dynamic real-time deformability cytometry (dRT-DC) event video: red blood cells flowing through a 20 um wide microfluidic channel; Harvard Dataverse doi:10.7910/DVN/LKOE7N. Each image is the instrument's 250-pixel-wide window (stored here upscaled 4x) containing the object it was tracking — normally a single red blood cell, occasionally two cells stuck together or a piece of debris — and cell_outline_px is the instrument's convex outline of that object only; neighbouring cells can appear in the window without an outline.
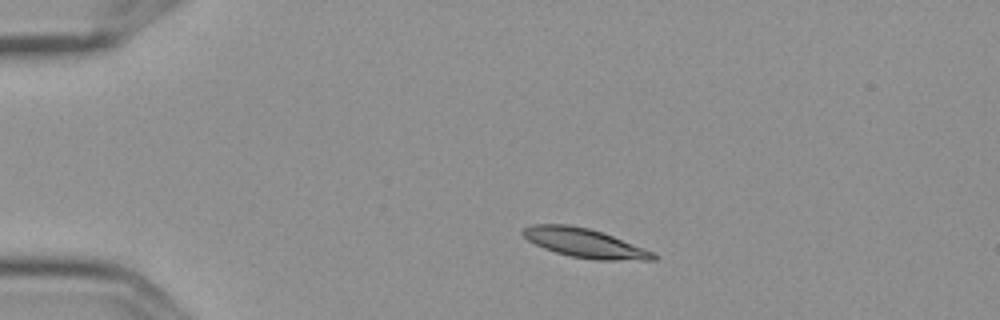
{"species": "Egyptian fruit bat (a non-hibernating species)", "species_latin": "Rousettus aegyptiacus", "temperature_condition": "cold", "stored_images_in_passage": 7, "camera_frame_rate_fps": 3000, "um_per_image_px": 0.085, "frame": {"image": 1, "passage_image": 2, "time_ms": 0.333, "image_size_px": [1000, 320], "cell_outline_px": [[660, 256], [656, 260], [596, 260], [572, 256], [556, 252], [544, 248], [528, 240], [520, 232], [524, 228], [532, 224], [568, 224], [588, 228], [612, 236], [644, 248]], "centroid_in_image_um": [49.7, 20.66], "position_along_channel_um": 35.3, "area_um2": 21.85}}
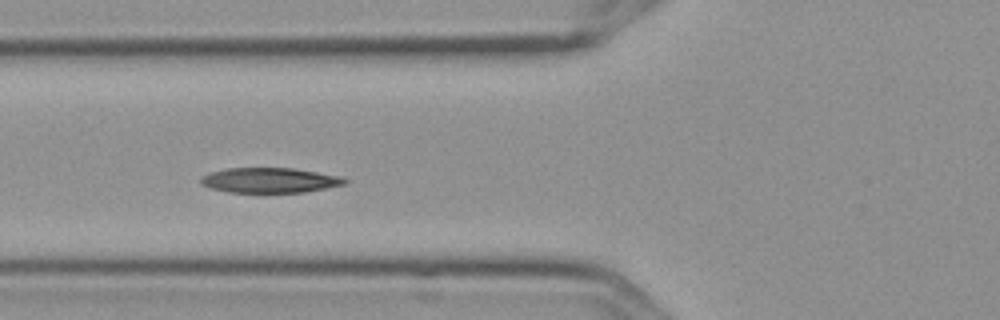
{"frame": {"image": 2, "passage_image": 5, "time_ms": 1.333, "image_size_px": [1000, 320], "cell_outline_px": [[348, 184], [304, 192], [228, 192], [208, 188], [200, 184], [200, 176], [208, 172], [228, 168], [292, 168], [340, 176], [348, 180]], "centroid_in_image_um": [22.88, 15.32], "position_along_channel_um": 102.9, "area_um2": 21.15}}
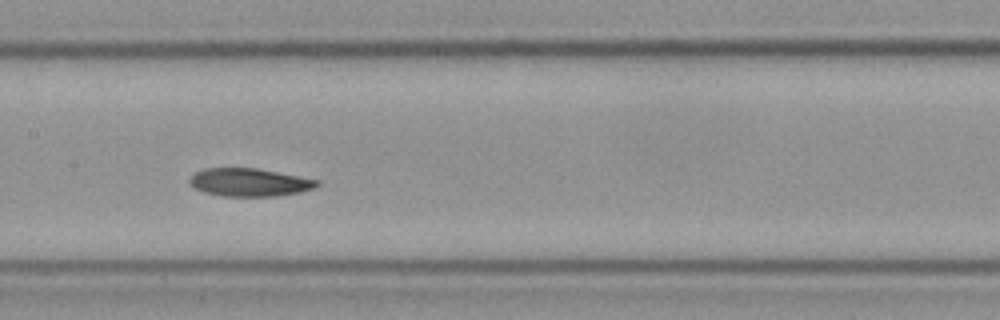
{"frame": {"image": 3, "passage_image": 7, "time_ms": 2.0, "image_size_px": [1000, 320], "cell_outline_px": [[320, 184], [316, 188], [300, 192], [276, 196], [224, 196], [204, 192], [196, 188], [188, 180], [196, 172], [204, 168], [256, 168], [320, 180]], "centroid_in_image_um": [21.25, 15.5], "position_along_channel_um": 186.2, "area_um2": 20.69}}